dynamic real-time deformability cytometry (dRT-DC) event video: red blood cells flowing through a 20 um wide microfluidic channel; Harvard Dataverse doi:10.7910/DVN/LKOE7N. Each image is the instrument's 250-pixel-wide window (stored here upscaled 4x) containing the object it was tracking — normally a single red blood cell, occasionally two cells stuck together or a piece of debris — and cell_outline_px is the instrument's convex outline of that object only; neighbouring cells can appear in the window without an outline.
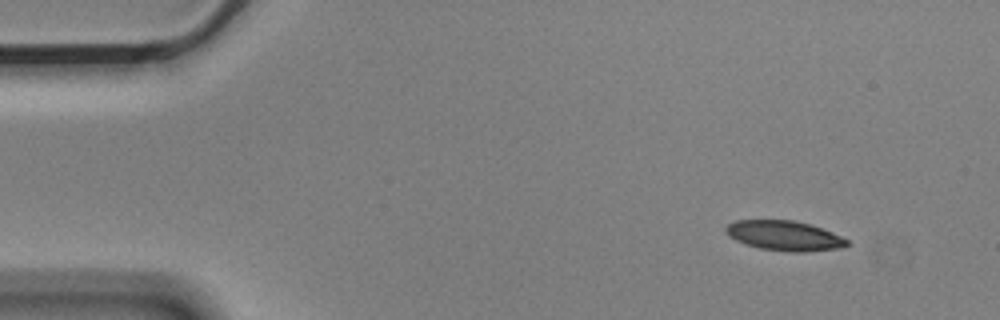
{"species": "Egyptian fruit bat (a non-hibernating species)", "species_latin": "Rousettus aegyptiacus", "temperature_condition": "cold", "stored_images_in_passage": 6, "camera_frame_rate_fps": 3000, "um_per_image_px": 0.085, "animal": {"sex": "male"}, "frame": {"image": 1, "passage_image": 1, "time_ms": 0.0, "image_size_px": [1000, 320], "cell_outline_px": [[848, 244], [840, 248], [804, 252], [792, 252], [760, 248], [744, 244], [728, 236], [724, 232], [724, 228], [728, 224], [736, 220], [792, 220], [812, 224], [832, 232], [848, 240]], "centroid_in_image_um": [66.64, 20.02], "position_along_channel_um": 18.4, "area_um2": 21.15}}
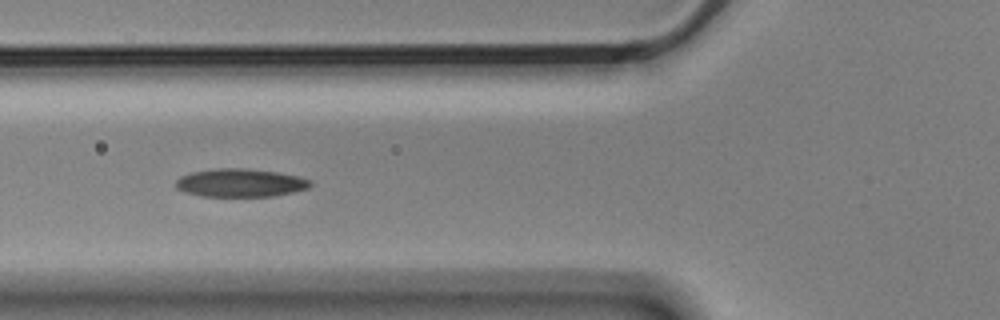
{"frame": {"image": 2, "passage_image": 5, "time_ms": 1.333, "image_size_px": [1000, 320], "cell_outline_px": [[312, 184], [308, 188], [292, 192], [272, 196], [200, 196], [184, 192], [176, 188], [176, 180], [180, 176], [192, 172], [216, 168], [248, 168], [276, 172], [296, 176], [312, 180]], "centroid_in_image_um": [20.4, 15.54], "position_along_channel_um": 105.4, "area_um2": 22.08}}
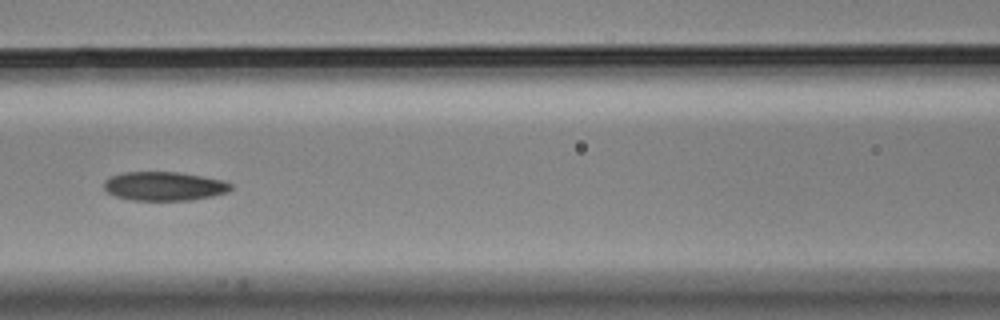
{"frame": {"image": 3, "passage_image": 6, "time_ms": 1.667, "image_size_px": [1000, 320], "cell_outline_px": [[232, 188], [228, 192], [212, 196], [192, 200], [132, 200], [116, 196], [108, 192], [104, 188], [104, 180], [108, 176], [124, 172], [180, 172], [224, 180], [232, 184]], "centroid_in_image_um": [13.96, 15.82], "position_along_channel_um": 152.6, "area_um2": 21.5}}